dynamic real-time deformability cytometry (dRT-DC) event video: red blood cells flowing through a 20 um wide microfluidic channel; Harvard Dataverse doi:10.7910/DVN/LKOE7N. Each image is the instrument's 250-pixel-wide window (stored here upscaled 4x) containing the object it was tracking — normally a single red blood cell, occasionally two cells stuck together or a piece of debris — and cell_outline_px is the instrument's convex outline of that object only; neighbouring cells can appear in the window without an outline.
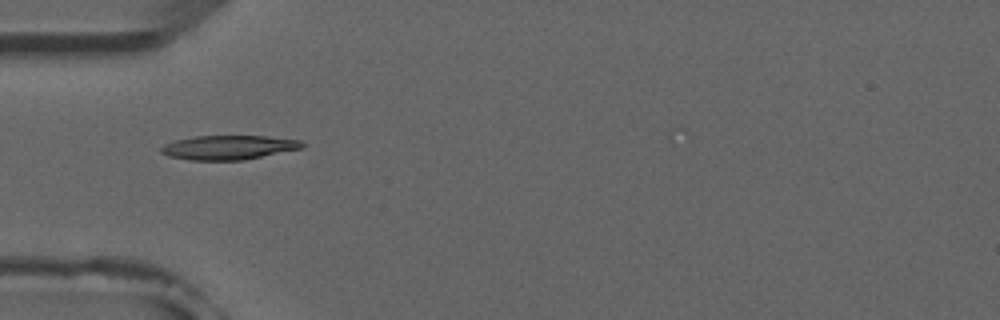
{"species": "common noctule bat (a hibernating species)", "species_latin": "Nyctalus noctula", "temperature_condition": "room temperature", "stored_images_in_passage": 7, "camera_frame_rate_fps": 3000, "um_per_image_px": 0.085, "animal": {"sex": "male", "forearm_length_mm": 52.5}, "frame": {"image": 1, "passage_image": 4, "time_ms": 4.667, "image_size_px": [1000, 320], "cell_outline_px": [[304, 148], [244, 160], [188, 160], [168, 156], [160, 152], [160, 148], [164, 144], [176, 140], [196, 136], [268, 136], [300, 140], [304, 144]], "centroid_in_image_um": [19.44, 12.53], "position_along_channel_um": 65.6, "area_um2": 20.0}}
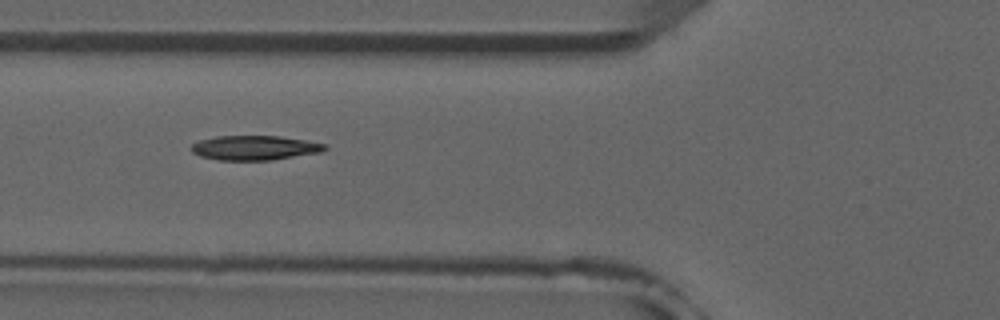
{"frame": {"image": 2, "passage_image": 5, "time_ms": 5.667, "image_size_px": [1000, 320], "cell_outline_px": [[328, 148], [320, 152], [272, 160], [220, 160], [200, 156], [192, 152], [192, 144], [200, 140], [216, 136], [280, 136], [328, 144]], "centroid_in_image_um": [21.66, 12.56], "position_along_channel_um": 104.1, "area_um2": 19.02}}
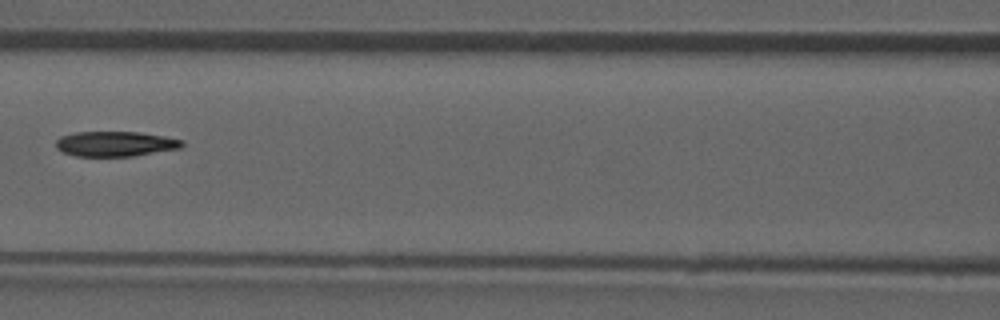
{"frame": {"image": 3, "passage_image": 6, "time_ms": 7.0, "image_size_px": [1000, 320], "cell_outline_px": [[184, 144], [180, 148], [136, 156], [76, 156], [64, 152], [56, 148], [56, 140], [60, 136], [76, 132], [140, 132], [164, 136], [184, 140]], "centroid_in_image_um": [9.82, 12.22], "position_along_channel_um": 156.8, "area_um2": 18.5}}